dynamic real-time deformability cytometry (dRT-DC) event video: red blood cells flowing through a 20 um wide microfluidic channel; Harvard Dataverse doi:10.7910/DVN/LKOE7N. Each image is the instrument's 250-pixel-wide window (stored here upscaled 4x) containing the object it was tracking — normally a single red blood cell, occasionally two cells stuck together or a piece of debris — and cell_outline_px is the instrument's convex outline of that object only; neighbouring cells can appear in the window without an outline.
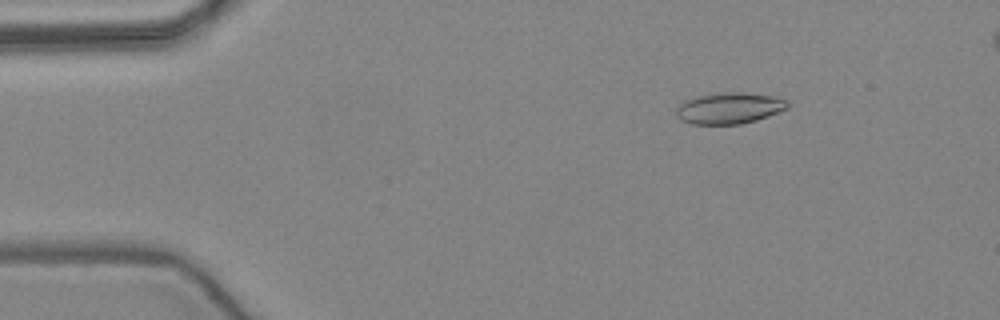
{"species": "common noctule bat (a hibernating species)", "species_latin": "Nyctalus noctula", "temperature_condition": "warm", "stored_images_in_passage": 52, "camera_frame_rate_fps": 3000, "um_per_image_px": 0.085, "animal": {"sex": "female", "body_mass_g": 24.6, "forearm_length_mm": 56.2}, "frame": {"image": 1, "passage_image": 8, "time_ms": 2.333, "image_size_px": [1000, 320], "cell_outline_px": [[788, 108], [780, 112], [756, 120], [740, 124], [692, 124], [680, 120], [676, 116], [676, 108], [684, 100], [696, 96], [720, 92], [736, 92], [772, 96], [788, 100]], "centroid_in_image_um": [61.96, 9.19], "position_along_channel_um": 23.0, "area_um2": 20.35}}
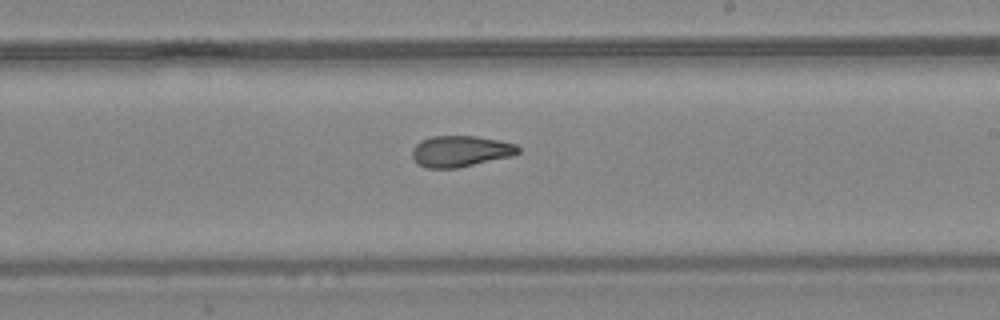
{"frame": {"image": 2, "passage_image": 31, "time_ms": 10.0, "image_size_px": [1000, 320], "cell_outline_px": [[520, 152], [512, 156], [456, 168], [424, 168], [416, 164], [412, 156], [412, 148], [420, 140], [432, 136], [476, 136], [500, 140], [516, 144], [520, 148]], "centroid_in_image_um": [39.12, 12.85], "position_along_channel_um": 249.9, "area_um2": 19.42}}
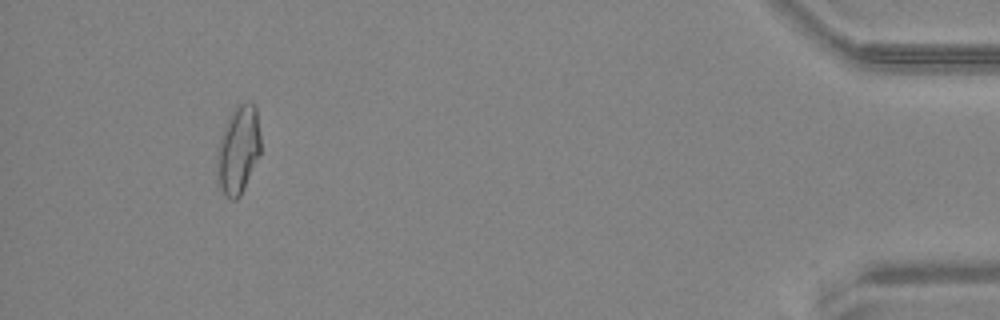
{"frame": {"image": 3, "passage_image": 49, "time_ms": 16.0, "image_size_px": [1000, 320], "cell_outline_px": [[260, 156], [240, 196], [236, 200], [232, 200], [224, 196], [216, 180], [216, 152], [220, 136], [228, 116], [240, 104], [248, 100], [256, 108], [260, 136]], "centroid_in_image_um": [20.22, 12.78], "position_along_channel_um": 415.0, "area_um2": 22.83}}